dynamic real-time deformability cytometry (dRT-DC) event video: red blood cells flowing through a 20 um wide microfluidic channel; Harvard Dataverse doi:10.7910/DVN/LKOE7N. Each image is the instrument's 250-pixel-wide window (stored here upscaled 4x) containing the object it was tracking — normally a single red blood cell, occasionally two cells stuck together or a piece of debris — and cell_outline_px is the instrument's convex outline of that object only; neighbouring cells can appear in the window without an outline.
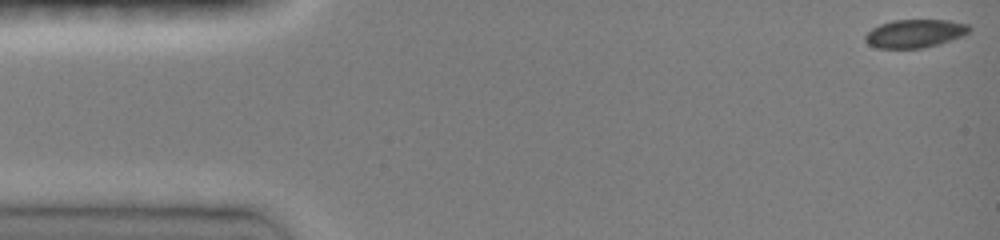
{"species": "common noctule bat (a hibernating species)", "species_latin": "Nyctalus noctula", "temperature_condition": "room temperature", "stored_images_in_passage": 17, "camera_frame_rate_fps": 3000, "um_per_image_px": 0.085, "animal": {"sex": "female", "body_mass_g": 19.0, "forearm_length_mm": 51.5}, "frame": {"image": 1, "passage_image": 1, "time_ms": 0.0, "image_size_px": [1000, 240], "cell_outline_px": [[972, 28], [968, 32], [960, 36], [940, 44], [924, 48], [876, 48], [868, 44], [864, 40], [864, 36], [872, 28], [880, 24], [892, 20], [948, 20], [968, 24]], "centroid_in_image_um": [77.74, 2.85], "position_along_channel_um": 7.3, "area_um2": 17.17}}
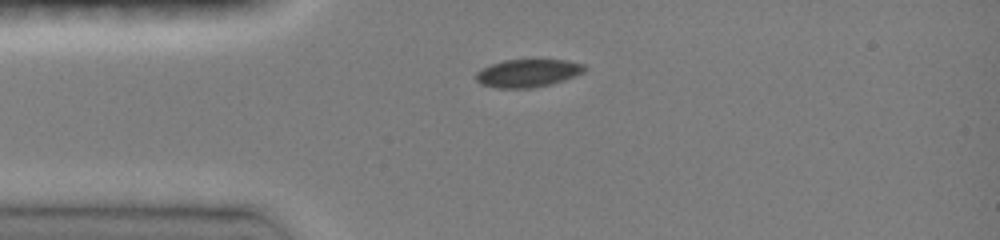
{"frame": {"image": 2, "passage_image": 8, "time_ms": 3.333, "image_size_px": [1000, 240], "cell_outline_px": [[588, 68], [584, 72], [576, 76], [552, 84], [532, 88], [496, 88], [480, 84], [476, 80], [476, 72], [492, 64], [504, 60], [568, 60], [584, 64]], "centroid_in_image_um": [44.9, 6.22], "position_along_channel_um": 40.1, "area_um2": 17.74}}